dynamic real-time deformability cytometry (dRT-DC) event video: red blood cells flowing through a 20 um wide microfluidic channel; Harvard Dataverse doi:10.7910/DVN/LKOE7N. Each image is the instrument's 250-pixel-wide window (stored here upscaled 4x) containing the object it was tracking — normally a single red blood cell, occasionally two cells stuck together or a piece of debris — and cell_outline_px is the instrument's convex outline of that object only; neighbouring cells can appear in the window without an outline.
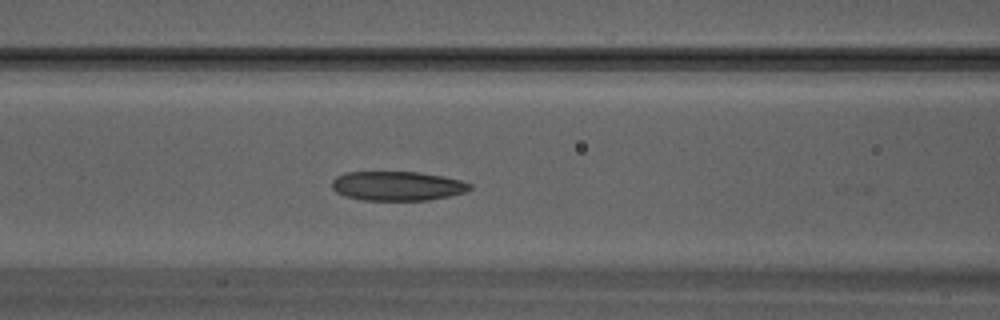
{"species": "Egyptian fruit bat (a non-hibernating species)", "species_latin": "Rousettus aegyptiacus", "temperature_condition": "warm", "stored_images_in_passage": 14, "camera_frame_rate_fps": 3000, "um_per_image_px": 0.085, "animal": {"sex": "male"}, "frame": {"image": 1, "passage_image": 13, "time_ms": 4.0, "image_size_px": [1000, 320], "cell_outline_px": [[472, 188], [468, 192], [428, 200], [364, 200], [344, 196], [336, 192], [332, 188], [332, 180], [336, 176], [344, 172], [420, 172], [444, 176], [460, 180], [472, 184]], "centroid_in_image_um": [33.78, 15.8], "position_along_channel_um": 132.8, "area_um2": 23.76}}